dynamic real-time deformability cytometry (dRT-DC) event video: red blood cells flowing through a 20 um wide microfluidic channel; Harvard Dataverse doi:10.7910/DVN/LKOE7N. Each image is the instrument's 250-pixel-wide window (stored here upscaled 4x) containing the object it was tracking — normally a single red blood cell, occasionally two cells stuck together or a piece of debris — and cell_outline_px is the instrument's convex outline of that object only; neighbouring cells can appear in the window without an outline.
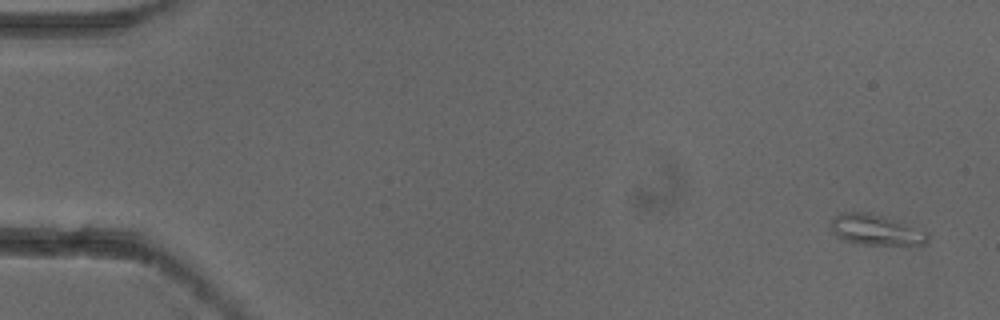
{"species": "common noctule bat (a hibernating species)", "species_latin": "Nyctalus noctula", "temperature_condition": "cold", "stored_images_in_passage": 5, "camera_frame_rate_fps": 3000, "um_per_image_px": 0.085, "animal": {"sex": "female"}, "frame": {"image": 1, "passage_image": 1, "time_ms": 0.0, "image_size_px": [1000, 320], "cell_outline_px": [[928, 244], [856, 244], [844, 240], [836, 236], [832, 228], [832, 220], [840, 212], [872, 212], [884, 216], [928, 232]], "centroid_in_image_um": [74.44, 19.53], "position_along_channel_um": 10.6, "area_um2": 17.11}}
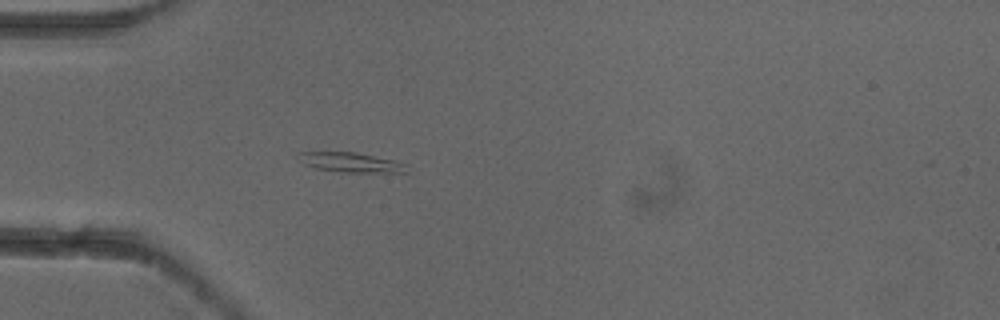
{"frame": {"image": 2, "passage_image": 5, "time_ms": 1.333, "image_size_px": [1000, 320], "cell_outline_px": [[408, 172], [344, 172], [316, 168], [304, 164], [296, 156], [296, 152], [356, 152], [396, 160], [408, 164]], "centroid_in_image_um": [29.85, 13.79], "position_along_channel_um": 55.1, "area_um2": 12.54}}